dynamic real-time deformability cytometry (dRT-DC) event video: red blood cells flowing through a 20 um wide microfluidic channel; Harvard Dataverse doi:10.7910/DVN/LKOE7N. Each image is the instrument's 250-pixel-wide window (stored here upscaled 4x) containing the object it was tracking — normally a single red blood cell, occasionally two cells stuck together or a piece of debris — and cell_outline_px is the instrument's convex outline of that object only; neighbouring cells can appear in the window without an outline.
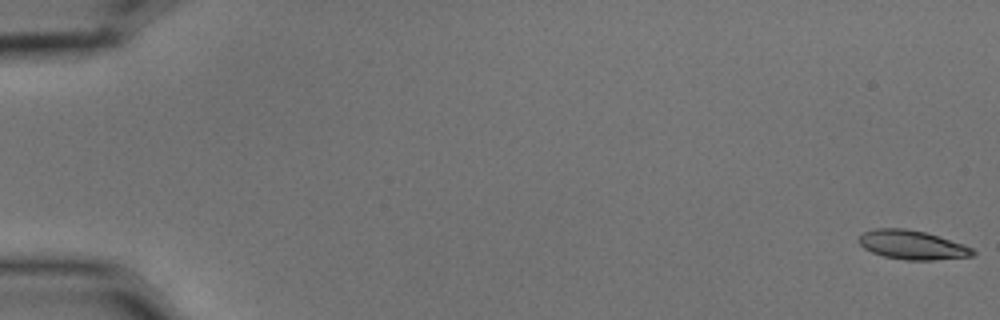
{"species": "common noctule bat (a hibernating species)", "species_latin": "Nyctalus noctula", "temperature_condition": "cold", "stored_images_in_passage": 6, "camera_frame_rate_fps": 3000, "um_per_image_px": 0.085, "animal": {"sex": "male", "body_mass_g": 15.6}, "frame": {"image": 1, "passage_image": 1, "time_ms": 0.0, "image_size_px": [1000, 320], "cell_outline_px": [[976, 252], [972, 256], [932, 260], [908, 260], [884, 256], [872, 252], [864, 248], [856, 240], [864, 232], [876, 228], [904, 228], [924, 232], [964, 244], [972, 248]], "centroid_in_image_um": [77.52, 20.81], "position_along_channel_um": 7.5, "area_um2": 19.13}}
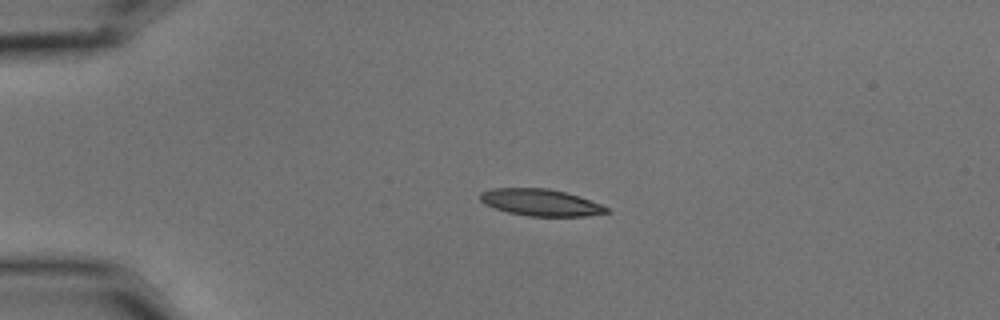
{"frame": {"image": 2, "passage_image": 5, "time_ms": 1.333, "image_size_px": [1000, 320], "cell_outline_px": [[612, 212], [584, 216], [528, 216], [508, 212], [484, 204], [480, 200], [480, 192], [492, 188], [548, 188], [564, 192], [600, 204], [608, 208]], "centroid_in_image_um": [45.92, 17.21], "position_along_channel_um": 39.1, "area_um2": 19.54}}